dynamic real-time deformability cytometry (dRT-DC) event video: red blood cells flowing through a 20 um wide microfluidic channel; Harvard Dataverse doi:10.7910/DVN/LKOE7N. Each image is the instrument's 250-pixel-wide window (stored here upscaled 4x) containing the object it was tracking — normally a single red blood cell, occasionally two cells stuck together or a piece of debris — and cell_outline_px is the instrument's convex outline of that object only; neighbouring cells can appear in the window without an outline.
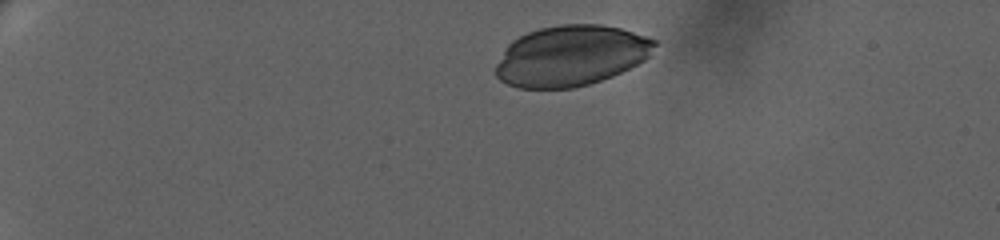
{"species": "human", "species_latin": "Homo sapiens", "temperature_condition": "warm", "stored_images_in_passage": 48, "camera_frame_rate_fps": 3000, "um_per_image_px": 0.085, "donor": {"sex": "female"}, "frame": {"image": 1, "passage_image": 1, "time_ms": 0.0, "image_size_px": [1000, 240], "cell_outline_px": [[656, 44], [648, 56], [644, 60], [612, 76], [588, 84], [572, 88], [520, 88], [508, 84], [500, 80], [496, 76], [496, 64], [504, 48], [512, 40], [528, 32], [540, 28], [560, 24], [600, 24], [620, 28], [656, 40]], "centroid_in_image_um": [48.49, 4.73], "position_along_channel_um": 36.5, "area_um2": 55.78}}
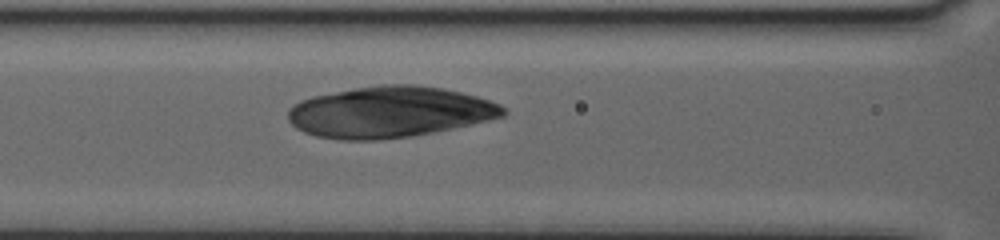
{"frame": {"image": 2, "passage_image": 19, "time_ms": 6.0, "image_size_px": [1000, 240], "cell_outline_px": [[508, 112], [504, 116], [488, 120], [452, 128], [412, 136], [376, 140], [340, 140], [316, 136], [304, 132], [296, 128], [288, 120], [288, 108], [292, 104], [300, 100], [312, 96], [356, 88], [380, 84], [416, 84], [444, 88], [476, 96], [500, 104]], "centroid_in_image_um": [33.09, 9.52], "position_along_channel_um": 133.5, "area_um2": 64.16}}
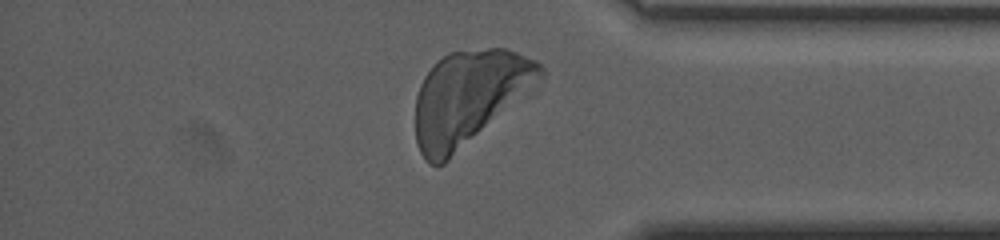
{"frame": {"image": 3, "passage_image": 44, "time_ms": 14.333, "image_size_px": [1000, 240], "cell_outline_px": [[544, 76], [444, 164], [428, 164], [424, 160], [416, 144], [416, 96], [420, 84], [424, 76], [448, 52], [488, 48], [508, 48], [536, 60], [544, 68]], "centroid_in_image_um": [39.82, 8.27], "position_along_channel_um": 395.4, "area_um2": 67.11}}